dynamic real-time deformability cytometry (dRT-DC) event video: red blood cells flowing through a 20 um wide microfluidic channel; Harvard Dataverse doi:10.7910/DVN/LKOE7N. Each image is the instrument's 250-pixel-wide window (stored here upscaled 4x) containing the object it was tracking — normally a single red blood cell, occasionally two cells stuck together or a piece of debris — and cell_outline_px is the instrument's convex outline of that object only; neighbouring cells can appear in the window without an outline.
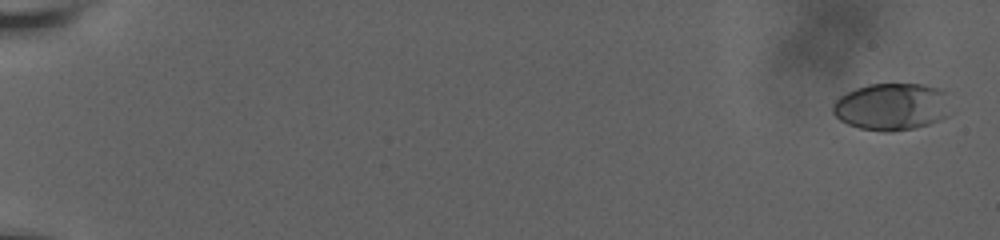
{"species": "human", "species_latin": "Homo sapiens", "temperature_condition": "room temperature", "stored_images_in_passage": 35, "camera_frame_rate_fps": 3000, "um_per_image_px": 0.085, "donor": {"sex": "male"}, "frame": {"image": 1, "passage_image": 2, "time_ms": 0.667, "image_size_px": [1000, 240], "cell_outline_px": [[952, 112], [948, 116], [940, 120], [916, 128], [892, 132], [884, 132], [860, 128], [848, 124], [840, 120], [832, 112], [832, 104], [840, 96], [856, 88], [868, 84], [924, 84], [940, 88], [944, 92]], "centroid_in_image_um": [75.82, 9.07], "position_along_channel_um": 9.2, "area_um2": 32.71}}
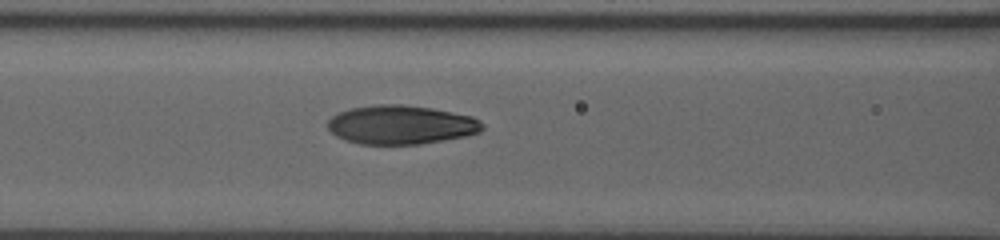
{"frame": {"image": 2, "passage_image": 26, "time_ms": 10.0, "image_size_px": [1000, 240], "cell_outline_px": [[484, 128], [480, 132], [464, 136], [444, 140], [420, 144], [360, 144], [344, 140], [336, 136], [328, 128], [328, 120], [332, 116], [348, 108], [376, 104], [400, 104], [432, 108], [472, 116], [480, 120], [484, 124]], "centroid_in_image_um": [34.08, 10.6], "position_along_channel_um": 132.5, "area_um2": 35.2}}
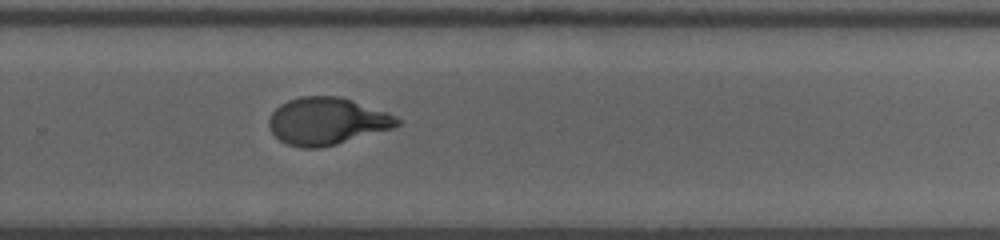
{"frame": {"image": 3, "passage_image": 35, "time_ms": 14.667, "image_size_px": [1000, 240], "cell_outline_px": [[400, 124], [392, 128], [336, 144], [320, 148], [300, 148], [288, 144], [280, 140], [268, 128], [268, 120], [272, 112], [280, 104], [288, 100], [300, 96], [340, 96], [388, 112], [396, 116], [400, 120]], "centroid_in_image_um": [27.76, 10.29], "position_along_channel_um": 302.0, "area_um2": 35.26}}